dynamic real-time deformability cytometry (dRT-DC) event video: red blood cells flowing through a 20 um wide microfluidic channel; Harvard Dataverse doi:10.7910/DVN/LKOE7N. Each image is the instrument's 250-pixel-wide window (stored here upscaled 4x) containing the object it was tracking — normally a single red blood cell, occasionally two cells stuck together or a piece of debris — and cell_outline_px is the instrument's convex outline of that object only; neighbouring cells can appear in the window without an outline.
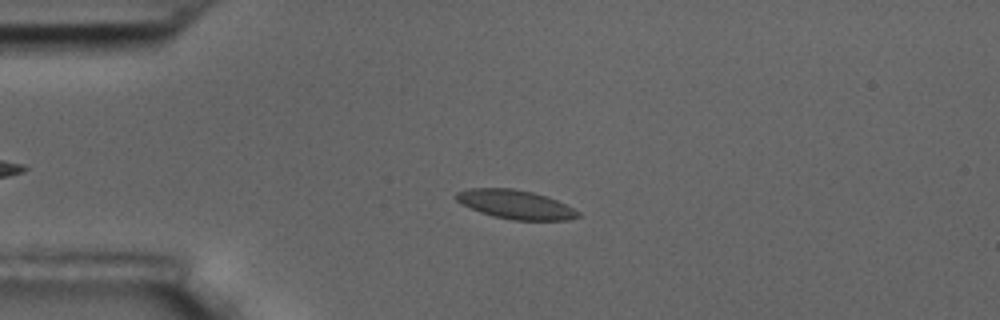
{"species": "common noctule bat (a hibernating species)", "species_latin": "Nyctalus noctula", "temperature_condition": "room temperature", "stored_images_in_passage": 48, "camera_frame_rate_fps": 3000, "um_per_image_px": 0.085, "animal": {"sex": "male", "body_mass_g": 17.5, "forearm_length_mm": 52.3}, "frame": {"image": 1, "passage_image": 13, "time_ms": 4.0, "image_size_px": [1000, 320], "cell_outline_px": [[580, 216], [568, 220], [512, 220], [492, 216], [480, 212], [460, 204], [452, 196], [456, 192], [468, 188], [512, 188], [532, 192], [548, 196], [580, 212]], "centroid_in_image_um": [43.76, 17.37], "position_along_channel_um": 41.2, "area_um2": 20.69}}
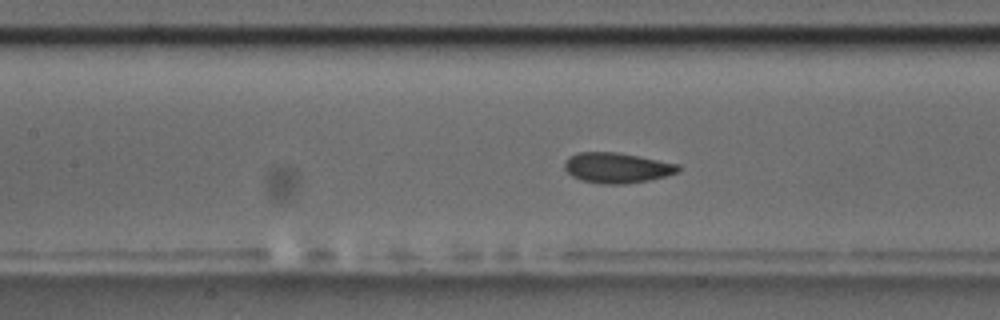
{"frame": {"image": 2, "passage_image": 25, "time_ms": 8.0, "image_size_px": [1000, 320], "cell_outline_px": [[680, 172], [648, 180], [624, 184], [600, 184], [580, 180], [572, 176], [564, 168], [564, 160], [568, 156], [580, 152], [616, 152], [680, 164]], "centroid_in_image_um": [52.41, 14.26], "position_along_channel_um": 155.0, "area_um2": 20.17}}
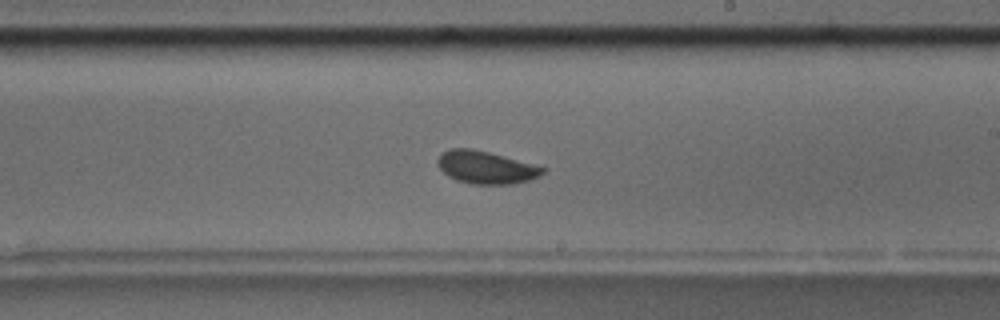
{"frame": {"image": 3, "passage_image": 33, "time_ms": 10.667, "image_size_px": [1000, 320], "cell_outline_px": [[548, 168], [540, 176], [532, 180], [512, 184], [472, 184], [456, 180], [448, 176], [440, 168], [436, 160], [448, 148], [472, 148], [488, 152]], "centroid_in_image_um": [41.33, 14.23], "position_along_channel_um": 247.7, "area_um2": 20.0}, "authors_computed_cell_mechanics": {"area_um2": 19.7098, "velocity_mm_per_s": 3.5018, "shape_relaxation_time_tau1_ms": 6.2905, "shape_relaxation_time_tau2_ms": null, "deformation_change_tau1": 0.1913, "deformation_change_tau2": null}}